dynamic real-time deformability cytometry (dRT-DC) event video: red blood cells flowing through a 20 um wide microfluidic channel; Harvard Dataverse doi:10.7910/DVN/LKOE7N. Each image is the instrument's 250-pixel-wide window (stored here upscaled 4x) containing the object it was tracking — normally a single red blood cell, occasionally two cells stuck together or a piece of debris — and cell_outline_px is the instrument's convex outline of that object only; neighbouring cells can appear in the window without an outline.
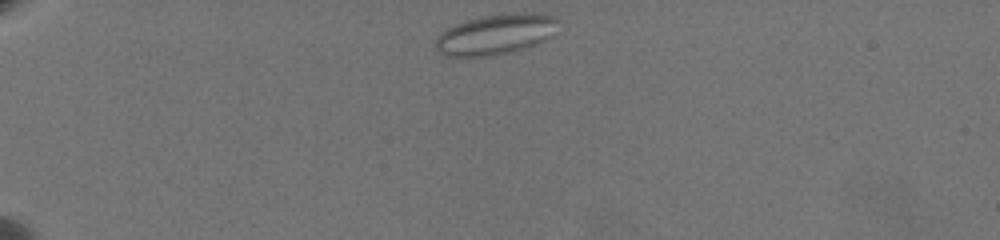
{"species": "common noctule bat (a hibernating species)", "species_latin": "Nyctalus noctula", "temperature_condition": "warm", "stored_images_in_passage": 42, "camera_frame_rate_fps": 3000, "um_per_image_px": 0.085, "animal": {"sex": "female", "body_mass_g": 19.5, "forearm_length_mm": 54.1}, "frame": {"image": 1, "passage_image": 1, "time_ms": 0.0, "image_size_px": [1000, 240], "cell_outline_px": [[560, 20], [548, 36], [544, 40], [536, 44], [524, 48], [508, 52], [488, 56], [448, 56], [440, 52], [436, 48], [436, 40], [440, 32], [456, 24], [468, 20], [488, 16], [512, 12], [536, 12], [556, 16]], "centroid_in_image_um": [42.15, 2.9], "position_along_channel_um": 42.9, "area_um2": 28.44}}
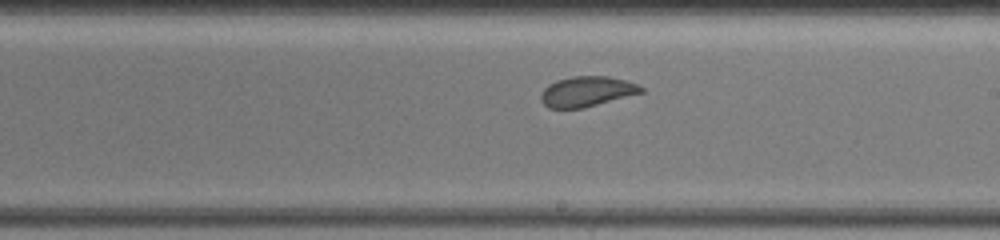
{"frame": {"image": 2, "passage_image": 24, "time_ms": 7.667, "image_size_px": [1000, 240], "cell_outline_px": [[644, 92], [584, 108], [548, 108], [540, 100], [540, 96], [544, 88], [548, 84], [556, 80], [572, 76], [608, 76], [628, 80], [644, 88]], "centroid_in_image_um": [49.88, 7.77], "position_along_channel_um": 239.1, "area_um2": 17.8}}
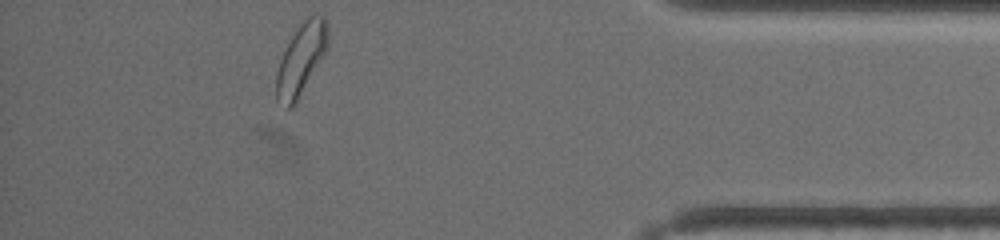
{"frame": {"image": 3, "passage_image": 42, "time_ms": 13.667, "image_size_px": [1000, 240], "cell_outline_px": [[328, 48], [292, 108], [288, 108], [276, 100], [276, 72], [280, 60], [292, 32], [296, 24], [304, 16], [312, 12], [316, 12], [324, 16], [328, 20]], "centroid_in_image_um": [25.61, 4.88], "position_along_channel_um": 409.6, "area_um2": 22.08}, "authors_computed_cell_mechanics": {"area_um2": 18.9295, "velocity_mm_per_s": 3.378, "shape_relaxation_time_tau1_ms": null, "shape_relaxation_time_tau2_ms": 0.8967, "deformation_change_tau1": null, "deformation_change_tau2": 0.068}}